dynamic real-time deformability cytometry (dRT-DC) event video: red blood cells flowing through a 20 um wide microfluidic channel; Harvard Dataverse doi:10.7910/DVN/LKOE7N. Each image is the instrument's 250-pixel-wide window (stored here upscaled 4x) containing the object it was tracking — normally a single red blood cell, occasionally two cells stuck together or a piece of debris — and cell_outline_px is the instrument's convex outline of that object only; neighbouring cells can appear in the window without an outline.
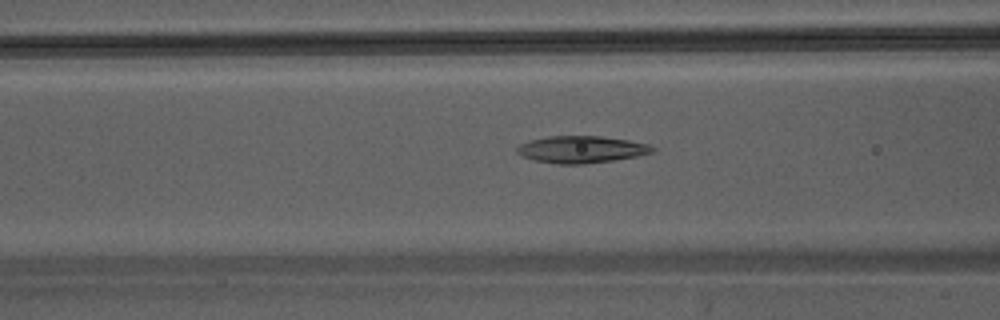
{"species": "Egyptian fruit bat (a non-hibernating species)", "species_latin": "Rousettus aegyptiacus", "temperature_condition": "warm", "stored_images_in_passage": 22, "camera_frame_rate_fps": 3000, "um_per_image_px": 0.085, "animal": {"sex": "male"}, "frame": {"image": 1, "passage_image": 4, "time_ms": 1.0, "image_size_px": [1000, 320], "cell_outline_px": [[656, 148], [652, 152], [636, 156], [612, 160], [584, 164], [556, 164], [532, 160], [516, 152], [516, 148], [520, 144], [532, 140], [548, 136], [600, 136], [628, 140], [648, 144]], "centroid_in_image_um": [49.39, 12.7], "position_along_channel_um": 117.2, "area_um2": 21.15}}
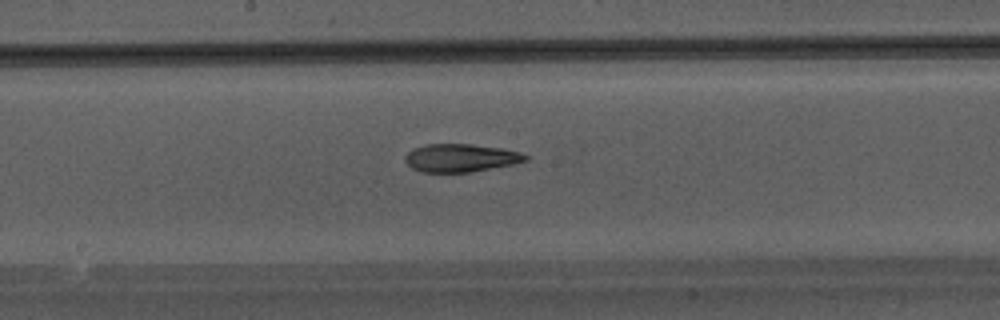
{"frame": {"image": 2, "passage_image": 10, "time_ms": 3.0, "image_size_px": [1000, 320], "cell_outline_px": [[528, 160], [512, 164], [468, 172], [420, 172], [412, 168], [404, 160], [404, 156], [412, 148], [424, 144], [472, 144], [504, 148], [520, 152], [528, 156]], "centroid_in_image_um": [39.12, 13.41], "position_along_channel_um": 209.1, "area_um2": 19.71}}
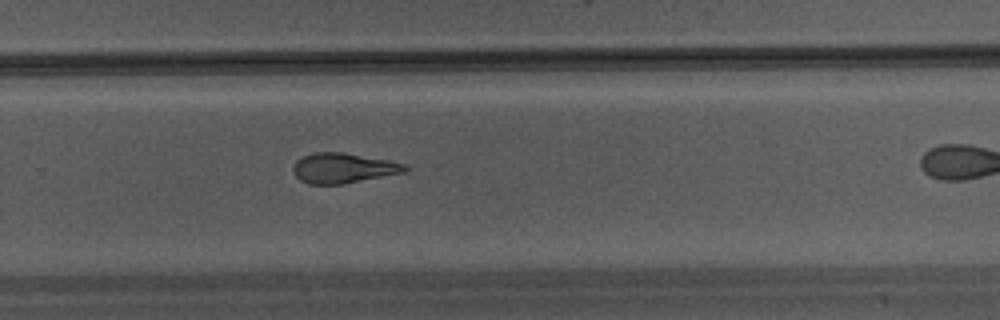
{"frame": {"image": 3, "passage_image": 16, "time_ms": 5.0, "image_size_px": [1000, 320], "cell_outline_px": [[408, 168], [404, 172], [344, 184], [308, 184], [300, 180], [296, 176], [292, 168], [296, 160], [312, 152], [344, 152], [388, 160], [404, 164]], "centroid_in_image_um": [29.14, 14.28], "position_along_channel_um": 300.7, "area_um2": 19.54}}